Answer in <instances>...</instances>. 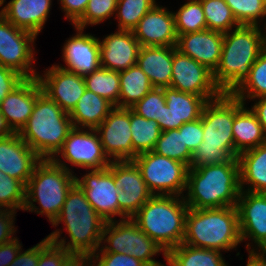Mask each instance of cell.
<instances>
[{
    "label": "cell",
    "mask_w": 266,
    "mask_h": 266,
    "mask_svg": "<svg viewBox=\"0 0 266 266\" xmlns=\"http://www.w3.org/2000/svg\"><path fill=\"white\" fill-rule=\"evenodd\" d=\"M60 223L64 224L70 240L67 242L66 236L61 237L62 231L56 229L47 236L49 241L75 255L92 256L99 249L106 221L93 209L77 183L69 190L52 226Z\"/></svg>",
    "instance_id": "1"
},
{
    "label": "cell",
    "mask_w": 266,
    "mask_h": 266,
    "mask_svg": "<svg viewBox=\"0 0 266 266\" xmlns=\"http://www.w3.org/2000/svg\"><path fill=\"white\" fill-rule=\"evenodd\" d=\"M266 42L258 25H240L223 34L221 58L213 79L222 94H233L249 77Z\"/></svg>",
    "instance_id": "2"
},
{
    "label": "cell",
    "mask_w": 266,
    "mask_h": 266,
    "mask_svg": "<svg viewBox=\"0 0 266 266\" xmlns=\"http://www.w3.org/2000/svg\"><path fill=\"white\" fill-rule=\"evenodd\" d=\"M185 193V203L192 209L236 206L241 193L238 158L227 163L189 168Z\"/></svg>",
    "instance_id": "3"
},
{
    "label": "cell",
    "mask_w": 266,
    "mask_h": 266,
    "mask_svg": "<svg viewBox=\"0 0 266 266\" xmlns=\"http://www.w3.org/2000/svg\"><path fill=\"white\" fill-rule=\"evenodd\" d=\"M203 140L192 153L190 168L227 163L238 158L232 133L234 95L221 94L208 101L202 111Z\"/></svg>",
    "instance_id": "4"
},
{
    "label": "cell",
    "mask_w": 266,
    "mask_h": 266,
    "mask_svg": "<svg viewBox=\"0 0 266 266\" xmlns=\"http://www.w3.org/2000/svg\"><path fill=\"white\" fill-rule=\"evenodd\" d=\"M182 243L222 252L237 248L242 243L237 207L189 208Z\"/></svg>",
    "instance_id": "5"
},
{
    "label": "cell",
    "mask_w": 266,
    "mask_h": 266,
    "mask_svg": "<svg viewBox=\"0 0 266 266\" xmlns=\"http://www.w3.org/2000/svg\"><path fill=\"white\" fill-rule=\"evenodd\" d=\"M188 209L183 196L153 195L131 219L167 253L183 241Z\"/></svg>",
    "instance_id": "6"
},
{
    "label": "cell",
    "mask_w": 266,
    "mask_h": 266,
    "mask_svg": "<svg viewBox=\"0 0 266 266\" xmlns=\"http://www.w3.org/2000/svg\"><path fill=\"white\" fill-rule=\"evenodd\" d=\"M73 128L69 113L42 92L18 134L41 159H52Z\"/></svg>",
    "instance_id": "7"
},
{
    "label": "cell",
    "mask_w": 266,
    "mask_h": 266,
    "mask_svg": "<svg viewBox=\"0 0 266 266\" xmlns=\"http://www.w3.org/2000/svg\"><path fill=\"white\" fill-rule=\"evenodd\" d=\"M75 183L76 174L74 175L72 170L65 169L52 159H41L26 185L23 211L45 215L52 224ZM34 202L39 206L37 207Z\"/></svg>",
    "instance_id": "8"
},
{
    "label": "cell",
    "mask_w": 266,
    "mask_h": 266,
    "mask_svg": "<svg viewBox=\"0 0 266 266\" xmlns=\"http://www.w3.org/2000/svg\"><path fill=\"white\" fill-rule=\"evenodd\" d=\"M95 253L130 254L148 266H166L153 258L162 253L165 257L164 261H166V252L144 233L131 218L106 222L101 245Z\"/></svg>",
    "instance_id": "9"
},
{
    "label": "cell",
    "mask_w": 266,
    "mask_h": 266,
    "mask_svg": "<svg viewBox=\"0 0 266 266\" xmlns=\"http://www.w3.org/2000/svg\"><path fill=\"white\" fill-rule=\"evenodd\" d=\"M133 161L153 195L184 196L189 170L186 164L153 151L140 153Z\"/></svg>",
    "instance_id": "10"
},
{
    "label": "cell",
    "mask_w": 266,
    "mask_h": 266,
    "mask_svg": "<svg viewBox=\"0 0 266 266\" xmlns=\"http://www.w3.org/2000/svg\"><path fill=\"white\" fill-rule=\"evenodd\" d=\"M60 156L63 158L62 161ZM52 160L67 170H71L68 167L69 164L72 167L92 170L107 168L112 162L104 153L95 129L86 128L85 130V128L75 127L69 132L61 149Z\"/></svg>",
    "instance_id": "11"
},
{
    "label": "cell",
    "mask_w": 266,
    "mask_h": 266,
    "mask_svg": "<svg viewBox=\"0 0 266 266\" xmlns=\"http://www.w3.org/2000/svg\"><path fill=\"white\" fill-rule=\"evenodd\" d=\"M36 37L34 33L14 26L0 14V65L13 69L24 78H37L39 72L32 64L36 61Z\"/></svg>",
    "instance_id": "12"
},
{
    "label": "cell",
    "mask_w": 266,
    "mask_h": 266,
    "mask_svg": "<svg viewBox=\"0 0 266 266\" xmlns=\"http://www.w3.org/2000/svg\"><path fill=\"white\" fill-rule=\"evenodd\" d=\"M81 179L76 176V183L84 191L86 199L93 209L106 221L128 219L119 209V189L114 183V176L107 168L86 171ZM115 218V219H114Z\"/></svg>",
    "instance_id": "13"
},
{
    "label": "cell",
    "mask_w": 266,
    "mask_h": 266,
    "mask_svg": "<svg viewBox=\"0 0 266 266\" xmlns=\"http://www.w3.org/2000/svg\"><path fill=\"white\" fill-rule=\"evenodd\" d=\"M171 88L201 97H219L222 93L213 72L173 47Z\"/></svg>",
    "instance_id": "14"
},
{
    "label": "cell",
    "mask_w": 266,
    "mask_h": 266,
    "mask_svg": "<svg viewBox=\"0 0 266 266\" xmlns=\"http://www.w3.org/2000/svg\"><path fill=\"white\" fill-rule=\"evenodd\" d=\"M108 170L113 174L114 183L119 189V209L127 218H132L153 194L148 190L142 173L133 160L112 161Z\"/></svg>",
    "instance_id": "15"
},
{
    "label": "cell",
    "mask_w": 266,
    "mask_h": 266,
    "mask_svg": "<svg viewBox=\"0 0 266 266\" xmlns=\"http://www.w3.org/2000/svg\"><path fill=\"white\" fill-rule=\"evenodd\" d=\"M130 128V108L115 106L95 129L104 153L111 161L133 160L137 156L133 151Z\"/></svg>",
    "instance_id": "16"
},
{
    "label": "cell",
    "mask_w": 266,
    "mask_h": 266,
    "mask_svg": "<svg viewBox=\"0 0 266 266\" xmlns=\"http://www.w3.org/2000/svg\"><path fill=\"white\" fill-rule=\"evenodd\" d=\"M236 207L242 242L254 243L246 242V250H263L266 247V193L241 190Z\"/></svg>",
    "instance_id": "17"
},
{
    "label": "cell",
    "mask_w": 266,
    "mask_h": 266,
    "mask_svg": "<svg viewBox=\"0 0 266 266\" xmlns=\"http://www.w3.org/2000/svg\"><path fill=\"white\" fill-rule=\"evenodd\" d=\"M43 72L44 75H37L42 92L70 113L86 91L83 76L59 68L57 64Z\"/></svg>",
    "instance_id": "18"
},
{
    "label": "cell",
    "mask_w": 266,
    "mask_h": 266,
    "mask_svg": "<svg viewBox=\"0 0 266 266\" xmlns=\"http://www.w3.org/2000/svg\"><path fill=\"white\" fill-rule=\"evenodd\" d=\"M76 34L65 40L62 47V58L66 66L59 68L81 76L93 73L101 67L99 38L86 34L84 28L74 26Z\"/></svg>",
    "instance_id": "19"
},
{
    "label": "cell",
    "mask_w": 266,
    "mask_h": 266,
    "mask_svg": "<svg viewBox=\"0 0 266 266\" xmlns=\"http://www.w3.org/2000/svg\"><path fill=\"white\" fill-rule=\"evenodd\" d=\"M132 32L141 46L176 47L177 44L174 14L157 3L139 20Z\"/></svg>",
    "instance_id": "20"
},
{
    "label": "cell",
    "mask_w": 266,
    "mask_h": 266,
    "mask_svg": "<svg viewBox=\"0 0 266 266\" xmlns=\"http://www.w3.org/2000/svg\"><path fill=\"white\" fill-rule=\"evenodd\" d=\"M164 95L162 121H157L162 131L178 129L184 123L201 118L205 104L218 98L201 97L171 87H164Z\"/></svg>",
    "instance_id": "21"
},
{
    "label": "cell",
    "mask_w": 266,
    "mask_h": 266,
    "mask_svg": "<svg viewBox=\"0 0 266 266\" xmlns=\"http://www.w3.org/2000/svg\"><path fill=\"white\" fill-rule=\"evenodd\" d=\"M42 93L37 78H25L0 103V112L14 133H19L30 118L36 99Z\"/></svg>",
    "instance_id": "22"
},
{
    "label": "cell",
    "mask_w": 266,
    "mask_h": 266,
    "mask_svg": "<svg viewBox=\"0 0 266 266\" xmlns=\"http://www.w3.org/2000/svg\"><path fill=\"white\" fill-rule=\"evenodd\" d=\"M41 158L18 133L0 138V171L27 185Z\"/></svg>",
    "instance_id": "23"
},
{
    "label": "cell",
    "mask_w": 266,
    "mask_h": 266,
    "mask_svg": "<svg viewBox=\"0 0 266 266\" xmlns=\"http://www.w3.org/2000/svg\"><path fill=\"white\" fill-rule=\"evenodd\" d=\"M99 45L101 67L116 72L136 65L141 48L132 31L119 29L99 40Z\"/></svg>",
    "instance_id": "24"
},
{
    "label": "cell",
    "mask_w": 266,
    "mask_h": 266,
    "mask_svg": "<svg viewBox=\"0 0 266 266\" xmlns=\"http://www.w3.org/2000/svg\"><path fill=\"white\" fill-rule=\"evenodd\" d=\"M223 33L209 29L179 35L176 49L214 72L221 58Z\"/></svg>",
    "instance_id": "25"
},
{
    "label": "cell",
    "mask_w": 266,
    "mask_h": 266,
    "mask_svg": "<svg viewBox=\"0 0 266 266\" xmlns=\"http://www.w3.org/2000/svg\"><path fill=\"white\" fill-rule=\"evenodd\" d=\"M51 5L52 0H10L0 14L14 26L37 36L49 17Z\"/></svg>",
    "instance_id": "26"
},
{
    "label": "cell",
    "mask_w": 266,
    "mask_h": 266,
    "mask_svg": "<svg viewBox=\"0 0 266 266\" xmlns=\"http://www.w3.org/2000/svg\"><path fill=\"white\" fill-rule=\"evenodd\" d=\"M234 96L232 133L235 150L240 154L266 143V134L255 113Z\"/></svg>",
    "instance_id": "27"
},
{
    "label": "cell",
    "mask_w": 266,
    "mask_h": 266,
    "mask_svg": "<svg viewBox=\"0 0 266 266\" xmlns=\"http://www.w3.org/2000/svg\"><path fill=\"white\" fill-rule=\"evenodd\" d=\"M173 47L141 46L137 65L148 76L153 87H170Z\"/></svg>",
    "instance_id": "28"
},
{
    "label": "cell",
    "mask_w": 266,
    "mask_h": 266,
    "mask_svg": "<svg viewBox=\"0 0 266 266\" xmlns=\"http://www.w3.org/2000/svg\"><path fill=\"white\" fill-rule=\"evenodd\" d=\"M238 161L241 190L266 193V143L240 153Z\"/></svg>",
    "instance_id": "29"
},
{
    "label": "cell",
    "mask_w": 266,
    "mask_h": 266,
    "mask_svg": "<svg viewBox=\"0 0 266 266\" xmlns=\"http://www.w3.org/2000/svg\"><path fill=\"white\" fill-rule=\"evenodd\" d=\"M114 107L107 99L86 89L69 116L75 128L96 129Z\"/></svg>",
    "instance_id": "30"
},
{
    "label": "cell",
    "mask_w": 266,
    "mask_h": 266,
    "mask_svg": "<svg viewBox=\"0 0 266 266\" xmlns=\"http://www.w3.org/2000/svg\"><path fill=\"white\" fill-rule=\"evenodd\" d=\"M222 252L181 243L166 253V266H228Z\"/></svg>",
    "instance_id": "31"
},
{
    "label": "cell",
    "mask_w": 266,
    "mask_h": 266,
    "mask_svg": "<svg viewBox=\"0 0 266 266\" xmlns=\"http://www.w3.org/2000/svg\"><path fill=\"white\" fill-rule=\"evenodd\" d=\"M119 77L120 94L116 107L131 108L153 88L148 76L137 64L119 72Z\"/></svg>",
    "instance_id": "32"
},
{
    "label": "cell",
    "mask_w": 266,
    "mask_h": 266,
    "mask_svg": "<svg viewBox=\"0 0 266 266\" xmlns=\"http://www.w3.org/2000/svg\"><path fill=\"white\" fill-rule=\"evenodd\" d=\"M130 131L133 151L140 153L153 151L162 130L155 120L145 119L130 108Z\"/></svg>",
    "instance_id": "33"
},
{
    "label": "cell",
    "mask_w": 266,
    "mask_h": 266,
    "mask_svg": "<svg viewBox=\"0 0 266 266\" xmlns=\"http://www.w3.org/2000/svg\"><path fill=\"white\" fill-rule=\"evenodd\" d=\"M86 89L107 99L114 106L119 104V72L100 67L93 73L83 76Z\"/></svg>",
    "instance_id": "34"
},
{
    "label": "cell",
    "mask_w": 266,
    "mask_h": 266,
    "mask_svg": "<svg viewBox=\"0 0 266 266\" xmlns=\"http://www.w3.org/2000/svg\"><path fill=\"white\" fill-rule=\"evenodd\" d=\"M233 95L245 104L248 99L266 97V48L252 65L249 77Z\"/></svg>",
    "instance_id": "35"
},
{
    "label": "cell",
    "mask_w": 266,
    "mask_h": 266,
    "mask_svg": "<svg viewBox=\"0 0 266 266\" xmlns=\"http://www.w3.org/2000/svg\"><path fill=\"white\" fill-rule=\"evenodd\" d=\"M207 29L226 33L240 26L225 0H200Z\"/></svg>",
    "instance_id": "36"
},
{
    "label": "cell",
    "mask_w": 266,
    "mask_h": 266,
    "mask_svg": "<svg viewBox=\"0 0 266 266\" xmlns=\"http://www.w3.org/2000/svg\"><path fill=\"white\" fill-rule=\"evenodd\" d=\"M153 152L182 162L190 168L192 153L186 144H184L183 131H179V129L162 131Z\"/></svg>",
    "instance_id": "37"
},
{
    "label": "cell",
    "mask_w": 266,
    "mask_h": 266,
    "mask_svg": "<svg viewBox=\"0 0 266 266\" xmlns=\"http://www.w3.org/2000/svg\"><path fill=\"white\" fill-rule=\"evenodd\" d=\"M173 14L178 36L207 29L200 0H189Z\"/></svg>",
    "instance_id": "38"
},
{
    "label": "cell",
    "mask_w": 266,
    "mask_h": 266,
    "mask_svg": "<svg viewBox=\"0 0 266 266\" xmlns=\"http://www.w3.org/2000/svg\"><path fill=\"white\" fill-rule=\"evenodd\" d=\"M156 3V0H118L115 14L118 29L132 31Z\"/></svg>",
    "instance_id": "39"
},
{
    "label": "cell",
    "mask_w": 266,
    "mask_h": 266,
    "mask_svg": "<svg viewBox=\"0 0 266 266\" xmlns=\"http://www.w3.org/2000/svg\"><path fill=\"white\" fill-rule=\"evenodd\" d=\"M225 2L240 25L260 26L266 20L264 0H225Z\"/></svg>",
    "instance_id": "40"
},
{
    "label": "cell",
    "mask_w": 266,
    "mask_h": 266,
    "mask_svg": "<svg viewBox=\"0 0 266 266\" xmlns=\"http://www.w3.org/2000/svg\"><path fill=\"white\" fill-rule=\"evenodd\" d=\"M26 185L0 171V208L15 212L24 208Z\"/></svg>",
    "instance_id": "41"
},
{
    "label": "cell",
    "mask_w": 266,
    "mask_h": 266,
    "mask_svg": "<svg viewBox=\"0 0 266 266\" xmlns=\"http://www.w3.org/2000/svg\"><path fill=\"white\" fill-rule=\"evenodd\" d=\"M118 0H89L83 16L73 25L78 28L94 26L116 14Z\"/></svg>",
    "instance_id": "42"
},
{
    "label": "cell",
    "mask_w": 266,
    "mask_h": 266,
    "mask_svg": "<svg viewBox=\"0 0 266 266\" xmlns=\"http://www.w3.org/2000/svg\"><path fill=\"white\" fill-rule=\"evenodd\" d=\"M166 104L164 88L153 87L131 109L145 119L162 121L163 105Z\"/></svg>",
    "instance_id": "43"
},
{
    "label": "cell",
    "mask_w": 266,
    "mask_h": 266,
    "mask_svg": "<svg viewBox=\"0 0 266 266\" xmlns=\"http://www.w3.org/2000/svg\"><path fill=\"white\" fill-rule=\"evenodd\" d=\"M92 266H148L130 254L94 253L91 256Z\"/></svg>",
    "instance_id": "44"
},
{
    "label": "cell",
    "mask_w": 266,
    "mask_h": 266,
    "mask_svg": "<svg viewBox=\"0 0 266 266\" xmlns=\"http://www.w3.org/2000/svg\"><path fill=\"white\" fill-rule=\"evenodd\" d=\"M72 254L51 241L39 252L38 266H62Z\"/></svg>",
    "instance_id": "45"
},
{
    "label": "cell",
    "mask_w": 266,
    "mask_h": 266,
    "mask_svg": "<svg viewBox=\"0 0 266 266\" xmlns=\"http://www.w3.org/2000/svg\"><path fill=\"white\" fill-rule=\"evenodd\" d=\"M178 129L183 131L184 144H186L191 153H194L203 140L202 117L184 123Z\"/></svg>",
    "instance_id": "46"
},
{
    "label": "cell",
    "mask_w": 266,
    "mask_h": 266,
    "mask_svg": "<svg viewBox=\"0 0 266 266\" xmlns=\"http://www.w3.org/2000/svg\"><path fill=\"white\" fill-rule=\"evenodd\" d=\"M49 239L45 237L35 246L25 250H19L16 258L9 266H38L39 252L49 243Z\"/></svg>",
    "instance_id": "47"
},
{
    "label": "cell",
    "mask_w": 266,
    "mask_h": 266,
    "mask_svg": "<svg viewBox=\"0 0 266 266\" xmlns=\"http://www.w3.org/2000/svg\"><path fill=\"white\" fill-rule=\"evenodd\" d=\"M25 78L13 69L0 65V103Z\"/></svg>",
    "instance_id": "48"
},
{
    "label": "cell",
    "mask_w": 266,
    "mask_h": 266,
    "mask_svg": "<svg viewBox=\"0 0 266 266\" xmlns=\"http://www.w3.org/2000/svg\"><path fill=\"white\" fill-rule=\"evenodd\" d=\"M16 213L10 209L0 208V245L15 238L16 227L14 223Z\"/></svg>",
    "instance_id": "49"
},
{
    "label": "cell",
    "mask_w": 266,
    "mask_h": 266,
    "mask_svg": "<svg viewBox=\"0 0 266 266\" xmlns=\"http://www.w3.org/2000/svg\"><path fill=\"white\" fill-rule=\"evenodd\" d=\"M65 18L75 24L85 13L89 0H58Z\"/></svg>",
    "instance_id": "50"
},
{
    "label": "cell",
    "mask_w": 266,
    "mask_h": 266,
    "mask_svg": "<svg viewBox=\"0 0 266 266\" xmlns=\"http://www.w3.org/2000/svg\"><path fill=\"white\" fill-rule=\"evenodd\" d=\"M19 238L15 237L10 242L0 245V266H9L23 247Z\"/></svg>",
    "instance_id": "51"
},
{
    "label": "cell",
    "mask_w": 266,
    "mask_h": 266,
    "mask_svg": "<svg viewBox=\"0 0 266 266\" xmlns=\"http://www.w3.org/2000/svg\"><path fill=\"white\" fill-rule=\"evenodd\" d=\"M252 101H255V102H254L253 106H251L250 109L257 116V119L259 120V122L262 125V128L266 134V97H260V98L254 99Z\"/></svg>",
    "instance_id": "52"
},
{
    "label": "cell",
    "mask_w": 266,
    "mask_h": 266,
    "mask_svg": "<svg viewBox=\"0 0 266 266\" xmlns=\"http://www.w3.org/2000/svg\"><path fill=\"white\" fill-rule=\"evenodd\" d=\"M249 253L246 266H266V253L263 250H247Z\"/></svg>",
    "instance_id": "53"
},
{
    "label": "cell",
    "mask_w": 266,
    "mask_h": 266,
    "mask_svg": "<svg viewBox=\"0 0 266 266\" xmlns=\"http://www.w3.org/2000/svg\"><path fill=\"white\" fill-rule=\"evenodd\" d=\"M62 266H92L91 256L72 254Z\"/></svg>",
    "instance_id": "54"
},
{
    "label": "cell",
    "mask_w": 266,
    "mask_h": 266,
    "mask_svg": "<svg viewBox=\"0 0 266 266\" xmlns=\"http://www.w3.org/2000/svg\"><path fill=\"white\" fill-rule=\"evenodd\" d=\"M14 132L8 126L4 116L0 112V138H5L12 135Z\"/></svg>",
    "instance_id": "55"
},
{
    "label": "cell",
    "mask_w": 266,
    "mask_h": 266,
    "mask_svg": "<svg viewBox=\"0 0 266 266\" xmlns=\"http://www.w3.org/2000/svg\"><path fill=\"white\" fill-rule=\"evenodd\" d=\"M260 26H263V28L261 27V31H262V34L264 36L265 42H266V21H264V23L262 25H260Z\"/></svg>",
    "instance_id": "56"
},
{
    "label": "cell",
    "mask_w": 266,
    "mask_h": 266,
    "mask_svg": "<svg viewBox=\"0 0 266 266\" xmlns=\"http://www.w3.org/2000/svg\"><path fill=\"white\" fill-rule=\"evenodd\" d=\"M5 2H6V0H0V7L2 6V8L0 9V13H1L2 9H3V5H4Z\"/></svg>",
    "instance_id": "57"
}]
</instances>
